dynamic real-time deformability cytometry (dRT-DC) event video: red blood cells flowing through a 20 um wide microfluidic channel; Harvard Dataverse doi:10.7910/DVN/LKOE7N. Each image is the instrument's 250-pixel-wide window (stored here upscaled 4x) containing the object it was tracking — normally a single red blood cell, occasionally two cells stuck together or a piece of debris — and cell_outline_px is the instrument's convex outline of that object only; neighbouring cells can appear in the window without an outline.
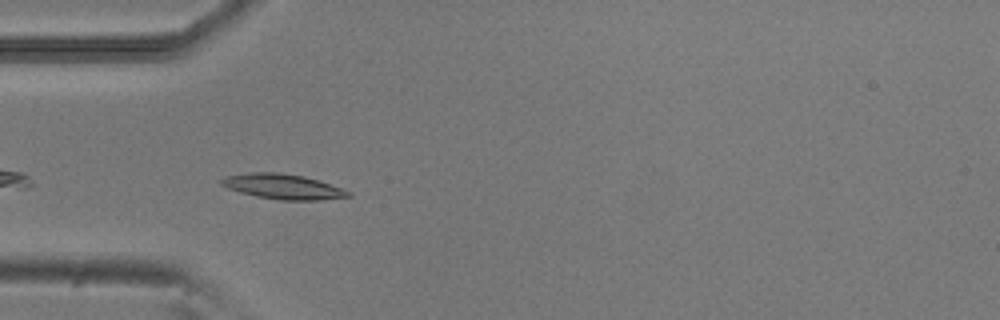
{"species": "common noctule bat (a hibernating species)", "species_latin": "Nyctalus noctula", "temperature_condition": "room temperature", "stored_images_in_passage": 3, "camera_frame_rate_fps": 3000, "um_per_image_px": 0.085, "animal": {"sex": "male", "body_mass_g": 20.5, "forearm_length_mm": 52.5}, "frame": {"image": 1, "passage_image": 2, "time_ms": 0.333, "image_size_px": [1000, 320], "cell_outline_px": [[352, 196], [320, 200], [280, 200], [256, 196], [240, 192], [228, 188], [220, 184], [220, 180], [228, 176], [252, 172], [280, 172], [304, 176], [352, 192]], "centroid_in_image_um": [24.05, 15.86], "position_along_channel_um": 61.0, "area_um2": 18.32}}
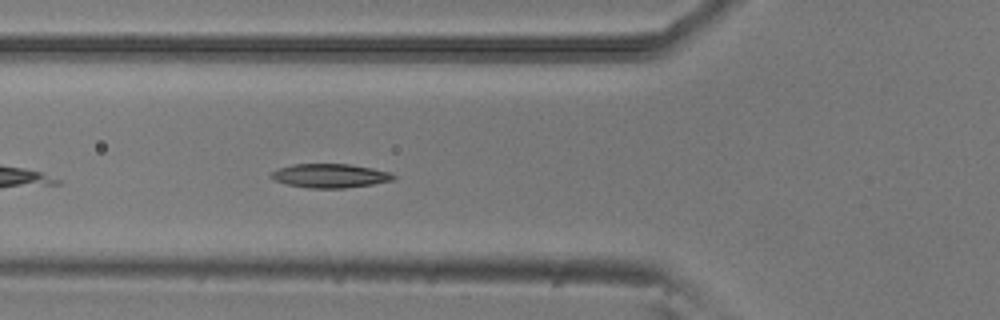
{"frame": {"image": 2, "passage_image": 3, "time_ms": 0.667, "image_size_px": [1000, 320], "cell_outline_px": [[396, 176], [392, 180], [372, 184], [344, 188], [308, 188], [288, 184], [276, 180], [268, 176], [276, 168], [292, 164], [348, 164], [372, 168], [392, 172]], "centroid_in_image_um": [28.04, 14.93], "position_along_channel_um": 97.8, "area_um2": 17.05}}